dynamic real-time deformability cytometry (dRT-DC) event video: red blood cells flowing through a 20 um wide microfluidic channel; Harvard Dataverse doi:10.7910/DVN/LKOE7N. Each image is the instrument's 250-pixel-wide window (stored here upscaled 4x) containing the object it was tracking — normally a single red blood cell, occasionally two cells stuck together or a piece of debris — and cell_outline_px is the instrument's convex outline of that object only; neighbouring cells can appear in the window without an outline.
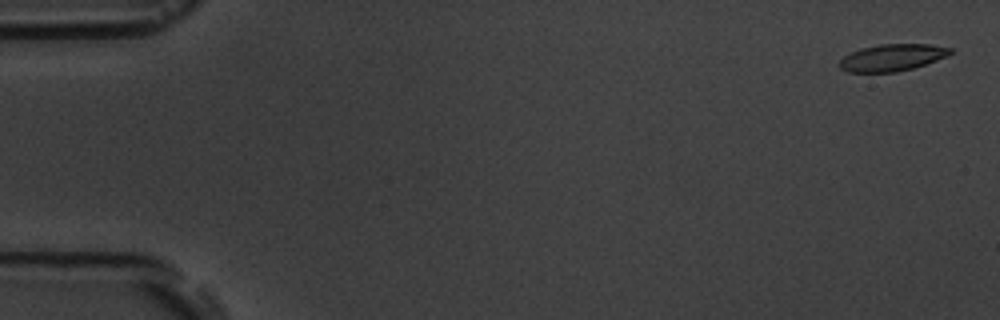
{"species": "common noctule bat (a hibernating species)", "species_latin": "Nyctalus noctula", "temperature_condition": "room temperature", "stored_images_in_passage": 5, "camera_frame_rate_fps": 3000, "um_per_image_px": 0.085, "animal": {"sex": "male", "body_mass_g": 19.5, "forearm_length_mm": 54.6}, "frame": {"image": 1, "passage_image": 1, "time_ms": 0.0, "image_size_px": [1000, 320], "cell_outline_px": [[952, 52], [948, 56], [912, 68], [896, 72], [848, 72], [840, 68], [840, 60], [844, 56], [860, 48], [880, 44], [928, 44], [952, 48]], "centroid_in_image_um": [75.83, 4.89], "position_along_channel_um": 9.2, "area_um2": 17.22}}
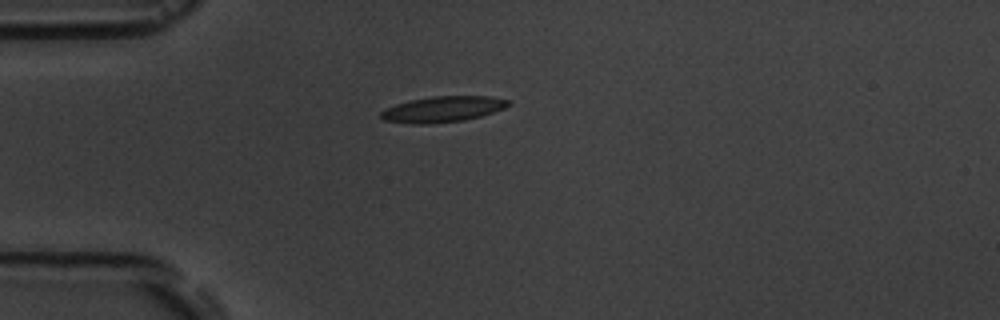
{"frame": {"image": 2, "passage_image": 5, "time_ms": 4.333, "image_size_px": [1000, 320], "cell_outline_px": [[512, 104], [504, 108], [480, 116], [464, 120], [428, 124], [412, 124], [384, 120], [380, 116], [380, 112], [384, 108], [396, 104], [412, 100], [432, 96], [488, 96], [512, 100]], "centroid_in_image_um": [37.64, 9.28], "position_along_channel_um": 47.4, "area_um2": 19.19}}